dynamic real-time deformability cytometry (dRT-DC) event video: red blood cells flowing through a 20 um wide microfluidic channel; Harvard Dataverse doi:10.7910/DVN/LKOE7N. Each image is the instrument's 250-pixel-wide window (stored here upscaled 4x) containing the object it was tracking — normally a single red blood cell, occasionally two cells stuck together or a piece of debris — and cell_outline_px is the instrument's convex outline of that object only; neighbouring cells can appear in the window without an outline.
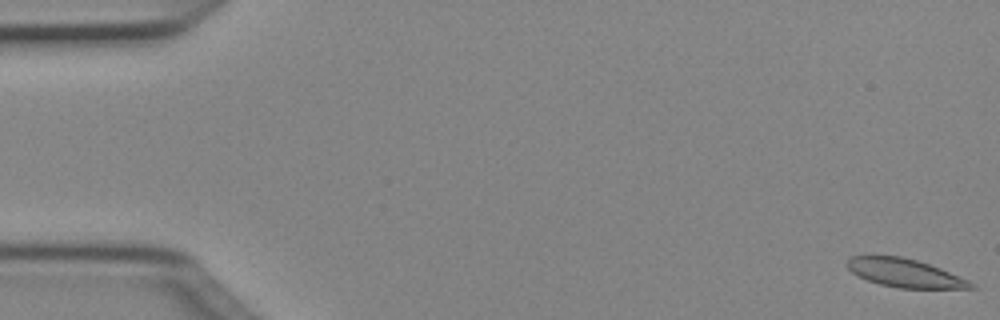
{"species": "Egyptian fruit bat (a non-hibernating species)", "species_latin": "Rousettus aegyptiacus", "temperature_condition": "cold", "stored_images_in_passage": 52, "segment_of_instrument_passage": [1, 2], "camera_frame_rate_fps": 3000, "um_per_image_px": 0.085, "animal": {"sex": "female"}, "frame": {"image": 1, "passage_image": 1, "time_ms": 0.0, "image_size_px": [1000, 320], "cell_outline_px": [[976, 288], [900, 288], [880, 284], [868, 280], [852, 272], [844, 264], [852, 256], [900, 256], [916, 260], [940, 268], [968, 280], [976, 284]], "centroid_in_image_um": [76.91, 23.2], "position_along_channel_um": 8.1, "area_um2": 20.17}}
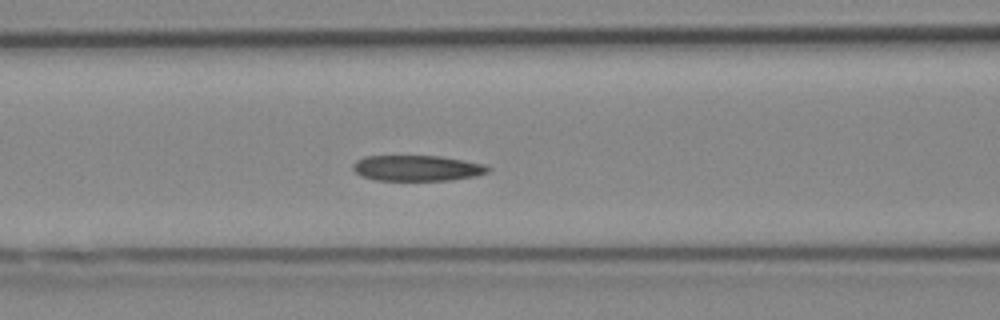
{"frame": {"image": 2, "passage_image": 21, "time_ms": 6.667, "image_size_px": [1000, 320], "cell_outline_px": [[492, 168], [488, 172], [476, 176], [452, 180], [376, 180], [360, 176], [352, 168], [352, 164], [356, 160], [364, 156], [440, 156], [464, 160], [484, 164]], "centroid_in_image_um": [35.45, 14.29], "position_along_channel_um": 131.1, "area_um2": 20.35}}
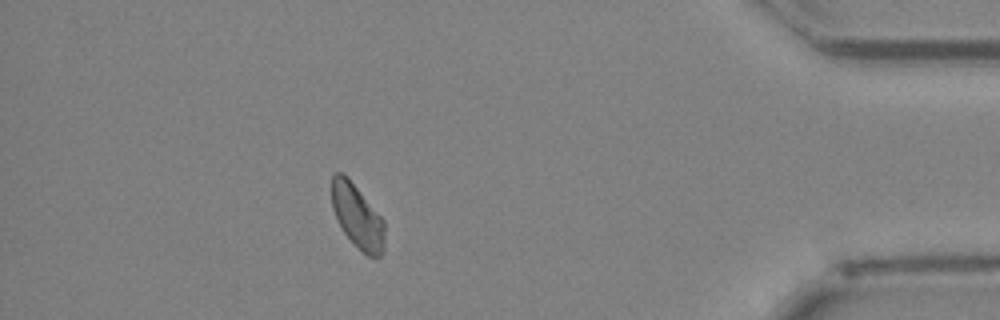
{"frame": {"image": 3, "passage_image": 45, "time_ms": 14.667, "image_size_px": [1000, 320], "cell_outline_px": [[384, 248], [380, 256], [376, 260], [368, 256], [344, 232], [336, 220], [332, 208], [332, 176], [336, 172], [340, 172], [356, 188], [384, 220]], "centroid_in_image_um": [30.38, 18.44], "position_along_channel_um": 404.8, "area_um2": 19.13}}